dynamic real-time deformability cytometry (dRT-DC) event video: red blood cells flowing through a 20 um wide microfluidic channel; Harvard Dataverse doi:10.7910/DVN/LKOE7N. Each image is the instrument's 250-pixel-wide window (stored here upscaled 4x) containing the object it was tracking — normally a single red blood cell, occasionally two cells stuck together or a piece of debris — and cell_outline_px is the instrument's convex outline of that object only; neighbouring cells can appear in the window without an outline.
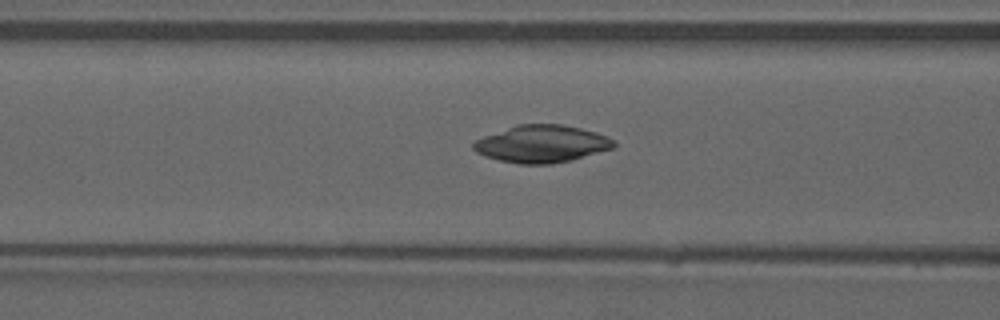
{"species": "common noctule bat (a hibernating species)", "species_latin": "Nyctalus noctula", "temperature_condition": "warm", "stored_images_in_passage": 25, "camera_frame_rate_fps": 3000, "um_per_image_px": 0.085, "animal": {"sex": "male", "forearm_length_mm": 52.5}, "frame": {"image": 1, "passage_image": 14, "time_ms": 4.333, "image_size_px": [1000, 320], "cell_outline_px": [[616, 148], [572, 160], [552, 164], [520, 164], [500, 160], [484, 156], [476, 152], [472, 148], [472, 144], [476, 140], [484, 136], [520, 124], [560, 124], [580, 128], [596, 132], [608, 136], [616, 144]], "centroid_in_image_um": [46.08, 12.24], "position_along_channel_um": 120.5, "area_um2": 30.52}}
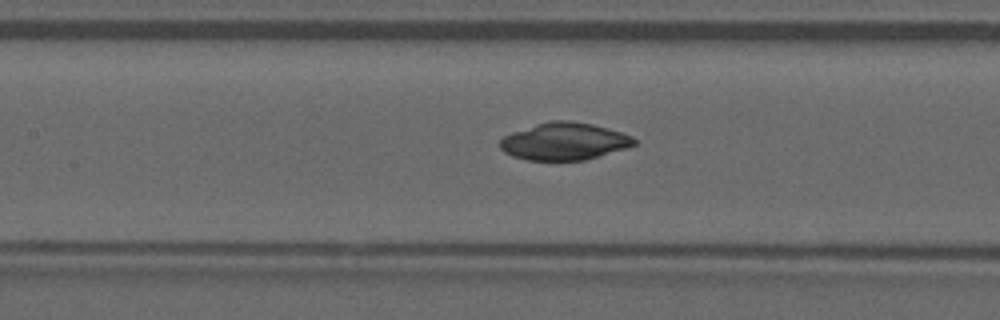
{"frame": {"image": 2, "passage_image": 17, "time_ms": 5.333, "image_size_px": [1000, 320], "cell_outline_px": [[636, 144], [600, 156], [584, 160], [528, 160], [512, 156], [504, 152], [500, 148], [500, 140], [504, 136], [512, 132], [536, 124], [552, 120], [568, 120], [592, 124], [608, 128], [632, 136], [636, 140]], "centroid_in_image_um": [47.94, 12.01], "position_along_channel_um": 159.5, "area_um2": 29.02}}